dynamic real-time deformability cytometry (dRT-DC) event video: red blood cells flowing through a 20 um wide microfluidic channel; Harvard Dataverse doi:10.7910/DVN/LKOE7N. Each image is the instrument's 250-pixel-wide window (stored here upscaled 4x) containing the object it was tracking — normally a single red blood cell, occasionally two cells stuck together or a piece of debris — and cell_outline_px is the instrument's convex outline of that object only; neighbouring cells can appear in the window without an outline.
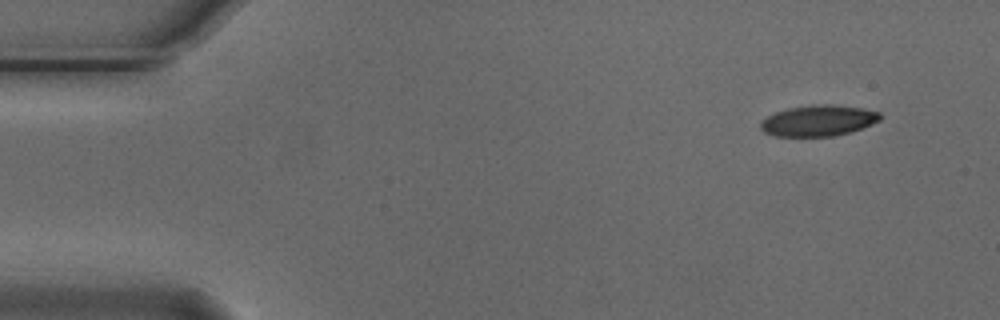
{"species": "Egyptian fruit bat (a non-hibernating species)", "species_latin": "Rousettus aegyptiacus", "temperature_condition": "cold", "stored_images_in_passage": 4, "segment_of_instrument_passage": [2, 2], "camera_frame_rate_fps": 3000, "um_per_image_px": 0.085, "animal": {"sex": "male"}, "frame": {"image": 1, "passage_image": 4, "time_ms": 1.0, "image_size_px": [1000, 320], "cell_outline_px": [[880, 120], [872, 124], [848, 132], [832, 136], [776, 136], [764, 132], [760, 128], [760, 124], [768, 116], [776, 112], [788, 108], [812, 104], [832, 104], [860, 108], [880, 112]], "centroid_in_image_um": [69.55, 10.24], "position_along_channel_um": 15.5, "area_um2": 21.33}}